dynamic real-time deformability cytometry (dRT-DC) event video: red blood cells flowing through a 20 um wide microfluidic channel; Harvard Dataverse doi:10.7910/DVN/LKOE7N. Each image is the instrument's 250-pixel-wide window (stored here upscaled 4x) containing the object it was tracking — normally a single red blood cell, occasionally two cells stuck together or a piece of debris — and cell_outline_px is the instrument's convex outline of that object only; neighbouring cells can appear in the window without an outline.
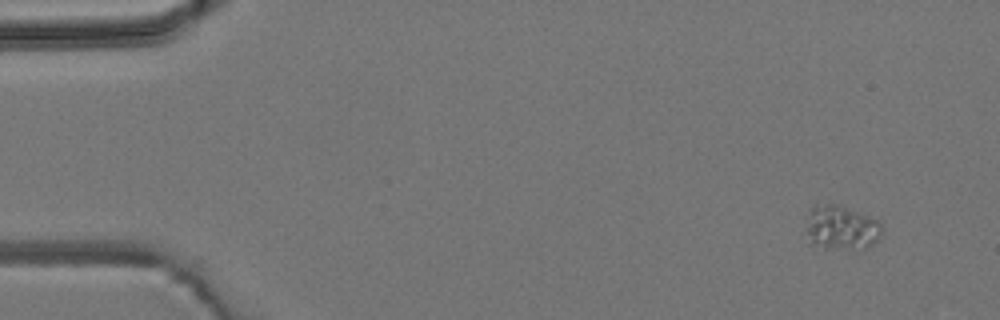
{"species": "common noctule bat (a hibernating species)", "species_latin": "Nyctalus noctula", "temperature_condition": "room temperature", "stored_images_in_passage": 5, "camera_frame_rate_fps": 3000, "um_per_image_px": 0.085, "animal": {"sex": "male", "body_mass_g": 19.2, "forearm_length_mm": 51.8}, "frame": {"image": 1, "passage_image": 1, "time_ms": 0.0, "image_size_px": [1000, 320], "cell_outline_px": [[884, 232], [872, 244], [864, 248], [812, 248], [808, 244], [808, 212], [816, 204], [836, 204], [868, 216], [876, 220], [880, 224]], "centroid_in_image_um": [71.47, 19.37], "position_along_channel_um": 13.5, "area_um2": 19.48}}